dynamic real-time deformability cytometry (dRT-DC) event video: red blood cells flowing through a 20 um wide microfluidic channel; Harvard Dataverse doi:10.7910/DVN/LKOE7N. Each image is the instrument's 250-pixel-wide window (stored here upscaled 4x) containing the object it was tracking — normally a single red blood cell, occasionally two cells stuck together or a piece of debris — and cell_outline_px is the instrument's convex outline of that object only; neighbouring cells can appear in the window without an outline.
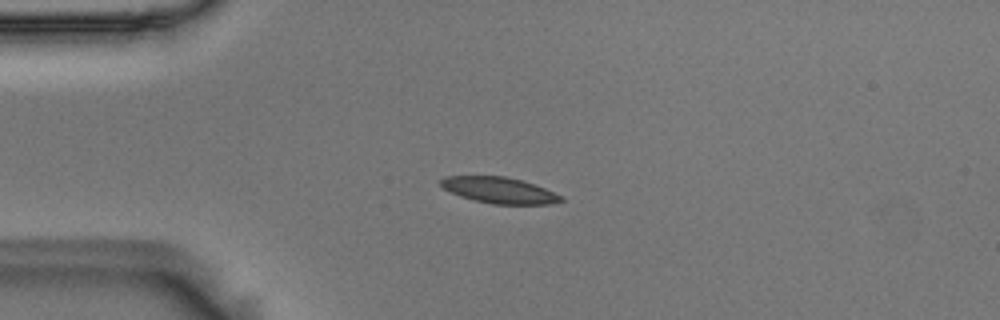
{"species": "Egyptian fruit bat (a non-hibernating species)", "species_latin": "Rousettus aegyptiacus", "temperature_condition": "room temperature", "stored_images_in_passage": 2, "camera_frame_rate_fps": 3000, "um_per_image_px": 0.085, "animal": {"sex": "male"}, "frame": {"image": 1, "passage_image": 1, "time_ms": 0.0, "image_size_px": [1000, 320], "cell_outline_px": [[564, 200], [552, 204], [492, 204], [460, 196], [444, 188], [440, 184], [440, 180], [444, 176], [504, 176], [520, 180], [544, 188], [564, 196]], "centroid_in_image_um": [42.46, 16.17], "position_along_channel_um": 42.5, "area_um2": 18.09}}